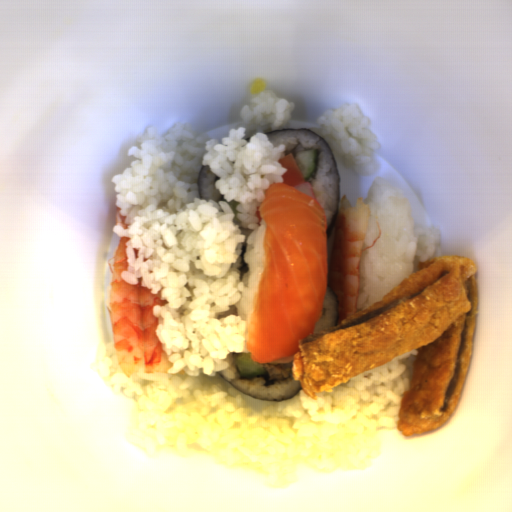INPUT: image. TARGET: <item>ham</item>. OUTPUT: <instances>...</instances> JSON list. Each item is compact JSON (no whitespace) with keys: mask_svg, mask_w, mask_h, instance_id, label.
<instances>
[{"mask_svg":"<svg viewBox=\"0 0 512 512\" xmlns=\"http://www.w3.org/2000/svg\"><path fill=\"white\" fill-rule=\"evenodd\" d=\"M293 355H287L269 363H262L265 373L270 380L285 379L291 377Z\"/></svg>","mask_w":512,"mask_h":512,"instance_id":"ham-1","label":"ham"}]
</instances>
